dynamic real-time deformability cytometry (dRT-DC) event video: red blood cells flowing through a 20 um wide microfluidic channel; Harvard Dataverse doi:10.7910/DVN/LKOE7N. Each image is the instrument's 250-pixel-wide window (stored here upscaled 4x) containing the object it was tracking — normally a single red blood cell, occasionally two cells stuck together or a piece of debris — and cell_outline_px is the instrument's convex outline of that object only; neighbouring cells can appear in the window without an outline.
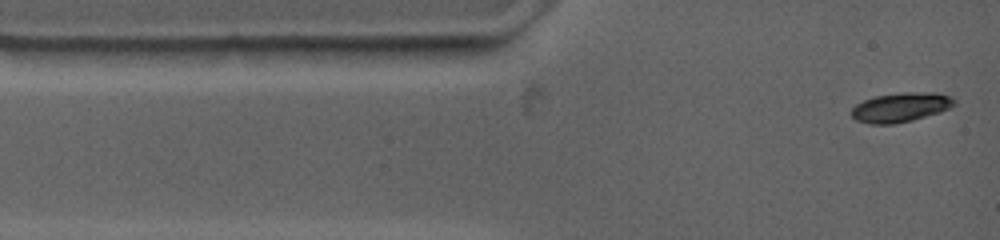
{"species": "common noctule bat (a hibernating species)", "species_latin": "Nyctalus noctula", "temperature_condition": "warm", "stored_images_in_passage": 19, "camera_frame_rate_fps": 4500, "um_per_image_px": 0.085, "animal": {"sex": "female", "body_mass_g": 19.0, "forearm_length_mm": 53.3}, "frame": {"image": 1, "passage_image": 1, "time_ms": 0.0, "image_size_px": [1000, 240], "cell_outline_px": [[956, 104], [940, 112], [912, 120], [892, 124], [868, 124], [856, 120], [852, 116], [852, 108], [856, 104], [864, 100], [876, 96], [904, 92], [936, 92], [948, 96], [956, 100]], "centroid_in_image_um": [76.56, 9.12], "position_along_channel_um": 8.4, "area_um2": 17.51}}
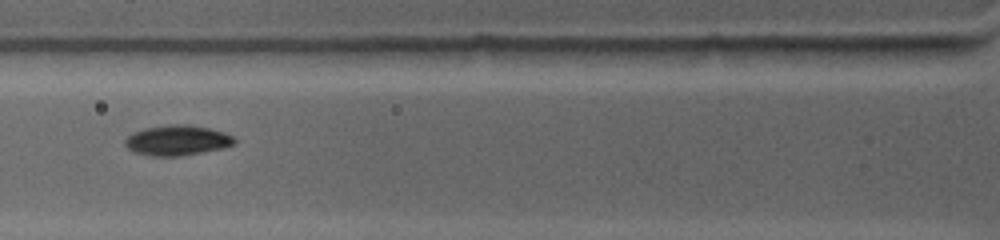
{"frame": {"image": 2, "passage_image": 9, "time_ms": 3.778, "image_size_px": [1000, 240], "cell_outline_px": [[236, 144], [224, 148], [180, 156], [152, 156], [136, 152], [128, 148], [124, 144], [124, 140], [132, 132], [144, 128], [168, 124], [188, 124], [208, 128], [224, 132], [232, 136], [236, 140]], "centroid_in_image_um": [15.07, 11.92], "position_along_channel_um": 110.7, "area_um2": 19.36}}
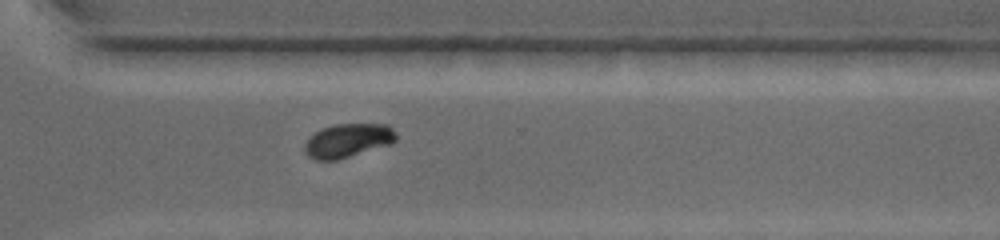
{"frame": {"image": 3, "passage_image": 19, "time_ms": 10.0, "image_size_px": [1000, 240], "cell_outline_px": [[396, 140], [392, 144], [336, 160], [316, 160], [308, 156], [304, 152], [304, 144], [316, 132], [324, 128], [336, 124], [388, 124], [396, 132]], "centroid_in_image_um": [29.6, 11.95], "position_along_channel_um": 341.0, "area_um2": 17.92}}